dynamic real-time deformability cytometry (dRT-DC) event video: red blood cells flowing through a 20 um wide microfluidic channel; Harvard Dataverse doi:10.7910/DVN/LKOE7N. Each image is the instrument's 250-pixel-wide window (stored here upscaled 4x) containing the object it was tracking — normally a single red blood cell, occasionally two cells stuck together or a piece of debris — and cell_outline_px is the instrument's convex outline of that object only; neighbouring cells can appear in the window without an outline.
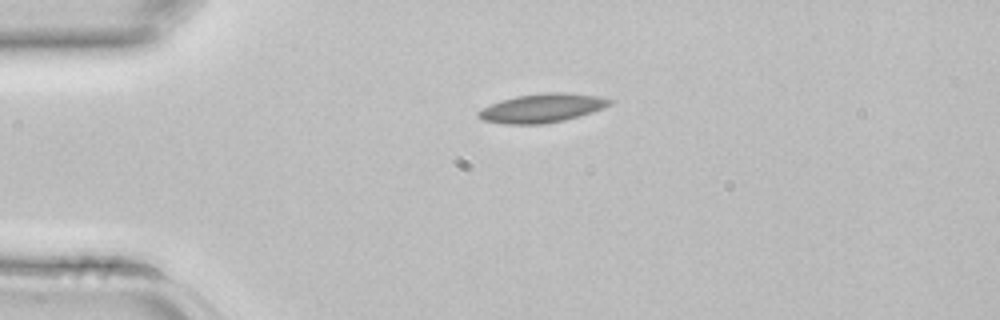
{"species": "common noctule bat (a hibernating species)", "species_latin": "Nyctalus noctula", "temperature_condition": "room temperature", "stored_images_in_passage": 6, "camera_frame_rate_fps": 3000, "um_per_image_px": 0.085, "animal": {"sex": "female", "body_mass_g": 22.7, "forearm_length_mm": 54.2}, "frame": {"image": 1, "passage_image": 6, "time_ms": 1.667, "image_size_px": [1000, 320], "cell_outline_px": [[612, 104], [604, 108], [592, 112], [564, 120], [544, 124], [504, 124], [484, 120], [476, 116], [476, 112], [500, 100], [516, 96], [548, 92], [564, 92], [600, 96], [612, 100]], "centroid_in_image_um": [46.09, 9.18], "position_along_channel_um": 38.9, "area_um2": 22.02}}